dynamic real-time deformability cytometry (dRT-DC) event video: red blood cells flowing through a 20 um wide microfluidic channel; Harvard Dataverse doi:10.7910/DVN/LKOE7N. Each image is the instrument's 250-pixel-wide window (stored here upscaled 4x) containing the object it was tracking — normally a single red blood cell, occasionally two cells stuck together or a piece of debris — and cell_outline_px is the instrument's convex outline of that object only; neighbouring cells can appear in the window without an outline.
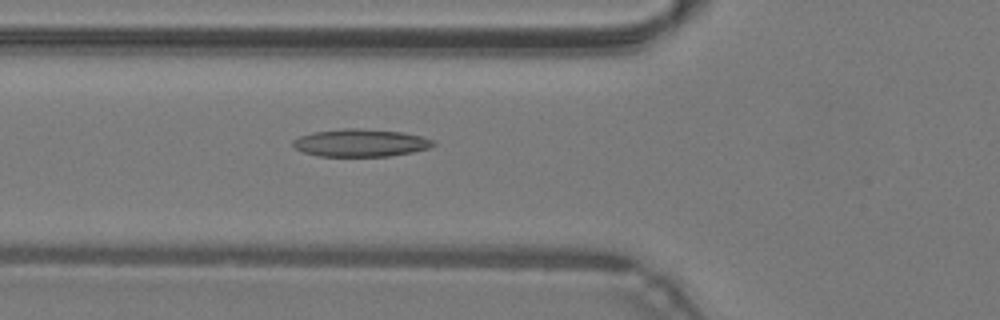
{"species": "common noctule bat (a hibernating species)", "species_latin": "Nyctalus noctula", "temperature_condition": "warm", "stored_images_in_passage": 48, "camera_frame_rate_fps": 3000, "um_per_image_px": 0.085, "animal": {"sex": "male", "body_mass_g": 19.2, "forearm_length_mm": 51.8}, "frame": {"image": 1, "passage_image": 18, "time_ms": 5.667, "image_size_px": [1000, 320], "cell_outline_px": [[436, 144], [428, 148], [412, 152], [392, 156], [320, 156], [304, 152], [296, 148], [292, 144], [292, 140], [300, 136], [312, 132], [344, 128], [360, 128], [400, 132], [420, 136], [432, 140]], "centroid_in_image_um": [30.63, 12.14], "position_along_channel_um": 95.2, "area_um2": 22.43}}
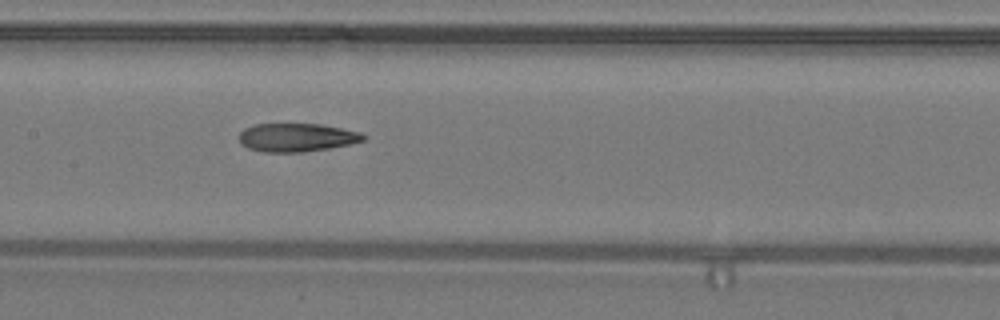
{"frame": {"image": 2, "passage_image": 24, "time_ms": 7.667, "image_size_px": [1000, 320], "cell_outline_px": [[368, 136], [364, 140], [352, 144], [328, 148], [300, 152], [264, 152], [248, 148], [240, 144], [240, 132], [244, 128], [256, 124], [320, 124], [360, 132]], "centroid_in_image_um": [25.23, 11.68], "position_along_channel_um": 182.2, "area_um2": 20.52}}
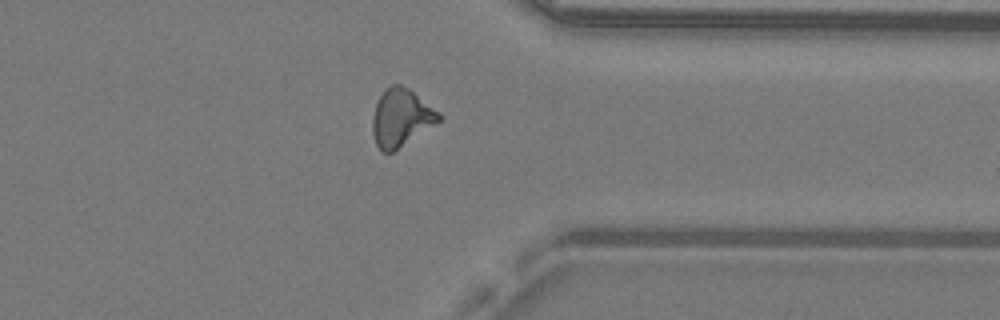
{"frame": {"image": 3, "passage_image": 38, "time_ms": 12.333, "image_size_px": [1000, 320], "cell_outline_px": [[444, 116], [440, 120], [392, 152], [380, 152], [376, 144], [372, 132], [372, 116], [376, 104], [380, 96], [392, 84], [400, 84], [408, 88], [440, 112]], "centroid_in_image_um": [34.08, 10.0], "position_along_channel_um": 377.3, "area_um2": 21.91}, "authors_computed_cell_mechanics": {"area_um2": 21.7617, "velocity_mm_per_s": 4.314, "shape_relaxation_time_tau1_ms": null, "shape_relaxation_time_tau2_ms": 2.3953, "deformation_change_tau1": null, "deformation_change_tau2": 0.1128}}